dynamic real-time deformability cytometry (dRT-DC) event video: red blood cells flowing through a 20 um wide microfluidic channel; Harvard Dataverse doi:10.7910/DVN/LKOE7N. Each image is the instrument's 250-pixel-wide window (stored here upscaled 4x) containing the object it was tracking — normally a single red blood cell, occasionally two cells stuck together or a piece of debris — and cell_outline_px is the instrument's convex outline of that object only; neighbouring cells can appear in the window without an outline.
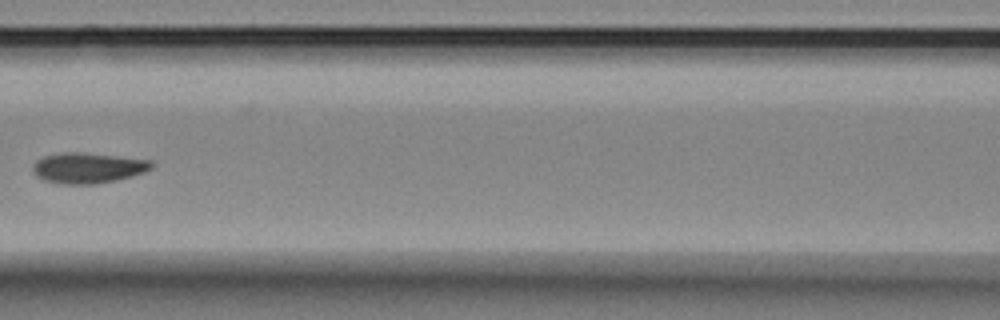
{"species": "Egyptian fruit bat (a non-hibernating species)", "species_latin": "Rousettus aegyptiacus", "temperature_condition": "room temperature", "stored_images_in_passage": 7, "camera_frame_rate_fps": 3000, "um_per_image_px": 0.085, "animal": {"sex": "female"}, "frame": {"image": 1, "passage_image": 4, "time_ms": 1.0, "image_size_px": [1000, 320], "cell_outline_px": [[156, 164], [152, 168], [144, 172], [132, 176], [116, 180], [96, 184], [64, 184], [44, 180], [36, 176], [32, 172], [32, 164], [36, 160], [44, 156], [64, 152], [80, 152], [152, 160]], "centroid_in_image_um": [7.47, 14.27], "position_along_channel_um": 159.1, "area_um2": 21.27}}
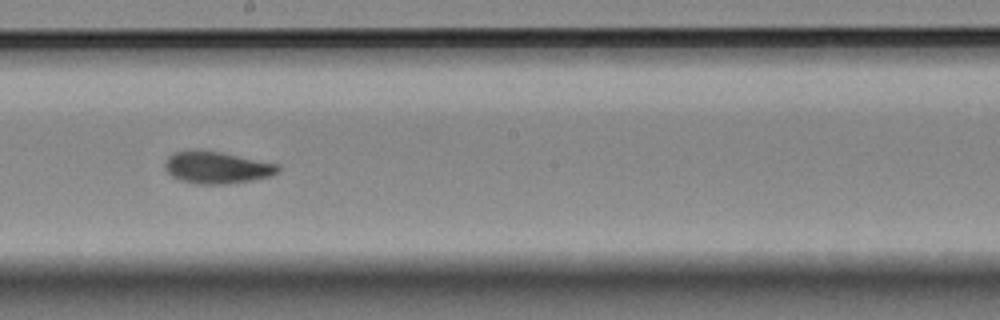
{"frame": {"image": 2, "passage_image": 6, "time_ms": 1.667, "image_size_px": [1000, 320], "cell_outline_px": [[280, 172], [272, 176], [252, 180], [228, 184], [196, 184], [180, 180], [172, 176], [164, 168], [164, 160], [168, 156], [176, 152], [188, 148], [200, 148], [280, 164]], "centroid_in_image_um": [18.41, 14.22], "position_along_channel_um": 229.8, "area_um2": 21.68}}
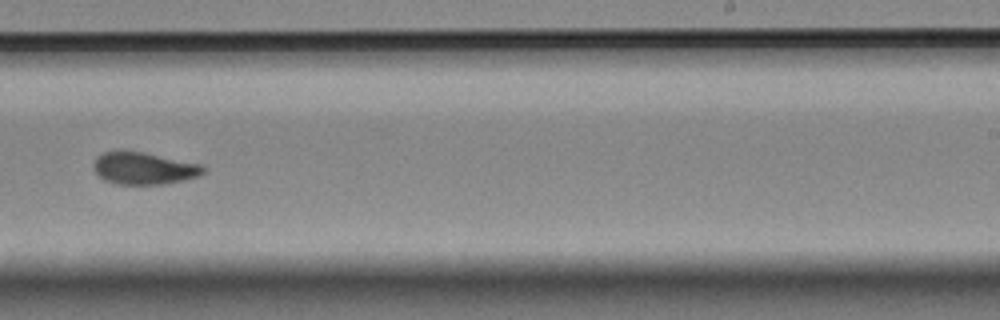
{"frame": {"image": 3, "passage_image": 7, "time_ms": 2.0, "image_size_px": [1000, 320], "cell_outline_px": [[204, 172], [200, 176], [184, 180], [160, 184], [116, 184], [104, 180], [92, 168], [92, 164], [96, 156], [104, 152], [140, 152], [200, 164], [204, 168]], "centroid_in_image_um": [12.19, 14.32], "position_along_channel_um": 276.8, "area_um2": 20.17}}